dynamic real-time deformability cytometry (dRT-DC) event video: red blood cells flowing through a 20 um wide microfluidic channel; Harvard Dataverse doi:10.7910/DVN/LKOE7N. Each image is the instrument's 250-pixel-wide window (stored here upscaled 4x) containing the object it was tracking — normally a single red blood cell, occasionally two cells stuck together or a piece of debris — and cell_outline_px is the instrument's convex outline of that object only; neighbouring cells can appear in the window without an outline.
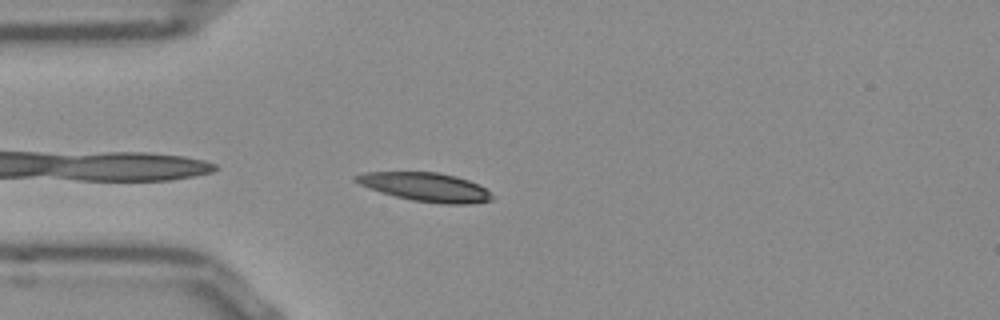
{"species": "Egyptian fruit bat (a non-hibernating species)", "species_latin": "Rousettus aegyptiacus", "temperature_condition": "room temperature", "stored_images_in_passage": 31, "camera_frame_rate_fps": 3000, "um_per_image_px": 0.085, "frame": {"image": 1, "passage_image": 2, "time_ms": 0.333, "image_size_px": [1000, 320], "cell_outline_px": [[492, 200], [468, 204], [440, 204], [412, 200], [380, 192], [360, 184], [352, 180], [352, 176], [364, 172], [436, 172], [456, 176], [468, 180], [484, 188], [492, 196]], "centroid_in_image_um": [36.12, 15.89], "position_along_channel_um": 48.9, "area_um2": 22.66}}
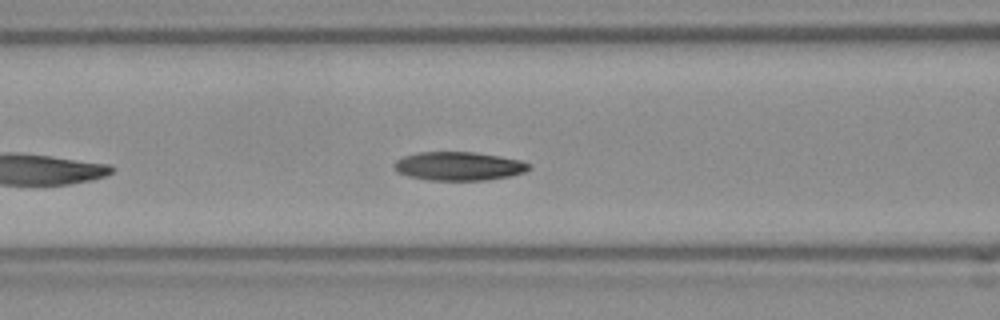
{"frame": {"image": 2, "passage_image": 9, "time_ms": 2.667, "image_size_px": [1000, 320], "cell_outline_px": [[532, 168], [524, 172], [508, 176], [488, 180], [428, 180], [408, 176], [396, 172], [392, 164], [396, 160], [404, 156], [420, 152], [472, 152], [520, 160], [528, 164]], "centroid_in_image_um": [38.94, 14.13], "position_along_channel_um": 127.7, "area_um2": 22.37}}
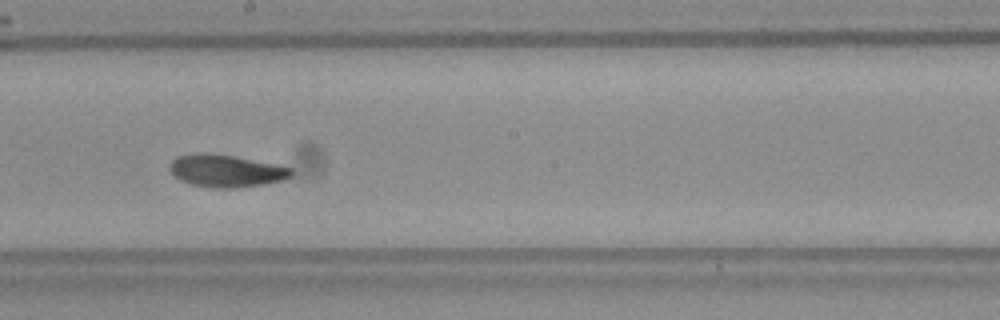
{"frame": {"image": 3, "passage_image": 17, "time_ms": 5.333, "image_size_px": [1000, 320], "cell_outline_px": [[292, 176], [280, 180], [264, 184], [232, 188], [216, 188], [192, 184], [180, 180], [172, 172], [172, 160], [176, 156], [196, 152], [204, 152], [232, 156], [276, 164], [292, 168]], "centroid_in_image_um": [19.22, 14.51], "position_along_channel_um": 229.0, "area_um2": 22.6}, "authors_computed_cell_mechanics": {"area_um2": 22.5998, "velocity_mm_per_s": 3.7929, "shape_relaxation_time_tau1_ms": 4.1058, "shape_relaxation_time_tau2_ms": 1.9116, "deformation_change_tau1": 0.1337, "deformation_change_tau2": 0.0618}}